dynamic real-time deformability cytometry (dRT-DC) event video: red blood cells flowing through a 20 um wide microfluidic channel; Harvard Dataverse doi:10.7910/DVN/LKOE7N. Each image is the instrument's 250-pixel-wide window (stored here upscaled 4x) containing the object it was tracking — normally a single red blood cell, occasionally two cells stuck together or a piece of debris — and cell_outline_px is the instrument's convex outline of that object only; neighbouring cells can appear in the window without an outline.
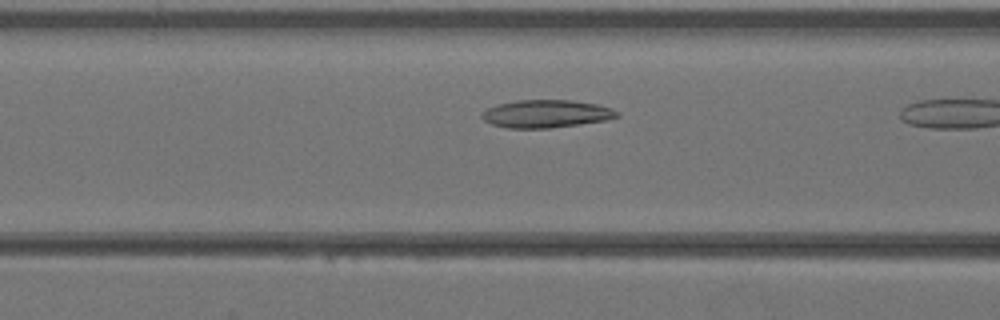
{"species": "Egyptian fruit bat (a non-hibernating species)", "species_latin": "Rousettus aegyptiacus", "temperature_condition": "warm", "stored_images_in_passage": 10, "camera_frame_rate_fps": 3000, "um_per_image_px": 0.085, "animal": {"sex": "female"}, "frame": {"image": 1, "passage_image": 9, "time_ms": 2.667, "image_size_px": [1000, 320], "cell_outline_px": [[620, 116], [608, 120], [580, 124], [548, 128], [508, 128], [492, 124], [484, 120], [480, 116], [488, 108], [496, 104], [516, 100], [572, 100], [596, 104], [612, 108], [620, 112]], "centroid_in_image_um": [46.46, 9.67], "position_along_channel_um": 120.1, "area_um2": 21.96}}